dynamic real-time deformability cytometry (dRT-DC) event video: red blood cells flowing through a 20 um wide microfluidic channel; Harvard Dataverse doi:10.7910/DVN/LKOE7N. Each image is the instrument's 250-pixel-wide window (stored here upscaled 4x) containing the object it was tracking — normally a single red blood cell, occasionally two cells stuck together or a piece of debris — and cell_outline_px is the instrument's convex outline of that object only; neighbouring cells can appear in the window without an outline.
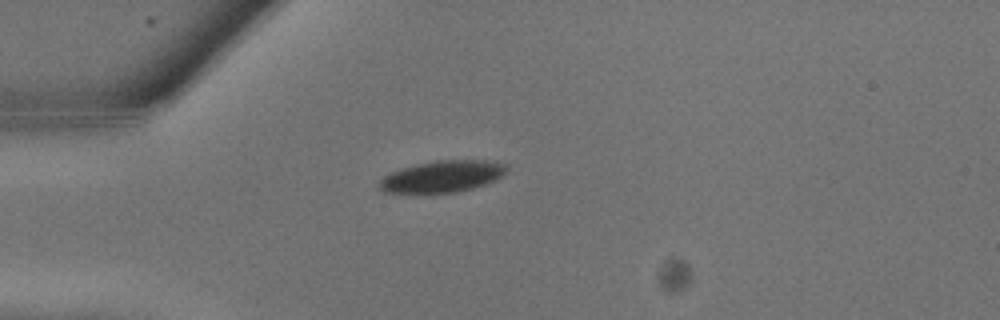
{"species": "common noctule bat (a hibernating species)", "species_latin": "Nyctalus noctula", "temperature_condition": "warm", "stored_images_in_passage": 7, "camera_frame_rate_fps": 3000, "um_per_image_px": 0.085, "animal": {"sex": "male", "body_mass_g": 13.3}, "frame": {"image": 1, "passage_image": 3, "time_ms": 0.667, "image_size_px": [1000, 320], "cell_outline_px": [[508, 172], [484, 184], [472, 188], [456, 192], [428, 196], [384, 192], [376, 188], [380, 180], [384, 176], [392, 172], [416, 164], [436, 160], [492, 160], [508, 164]], "centroid_in_image_um": [37.55, 15.04], "position_along_channel_um": 47.5, "area_um2": 24.33}}